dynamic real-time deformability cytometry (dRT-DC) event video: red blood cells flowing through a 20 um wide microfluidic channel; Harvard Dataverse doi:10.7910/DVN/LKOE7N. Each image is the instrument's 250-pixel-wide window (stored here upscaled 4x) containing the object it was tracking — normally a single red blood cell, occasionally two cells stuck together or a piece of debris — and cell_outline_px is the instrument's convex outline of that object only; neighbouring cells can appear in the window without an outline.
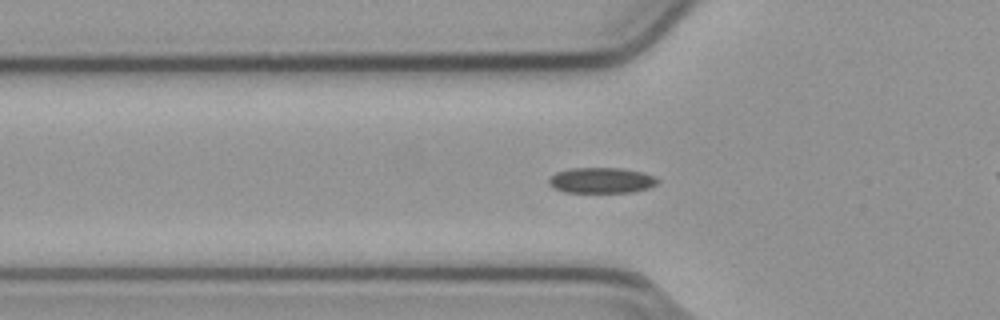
{"species": "common noctule bat (a hibernating species)", "species_latin": "Nyctalus noctula", "temperature_condition": "cold", "stored_images_in_passage": 49, "camera_frame_rate_fps": 3000, "um_per_image_px": 0.085, "animal": {"sex": "male", "body_mass_g": 23.1, "forearm_length_mm": 52.7}, "frame": {"image": 1, "passage_image": 12, "time_ms": 3.667, "image_size_px": [1000, 320], "cell_outline_px": [[660, 180], [656, 184], [648, 188], [632, 192], [564, 192], [548, 184], [548, 180], [556, 172], [572, 168], [620, 168], [640, 172], [656, 176]], "centroid_in_image_um": [51.13, 15.33], "position_along_channel_um": 74.7, "area_um2": 16.13}}
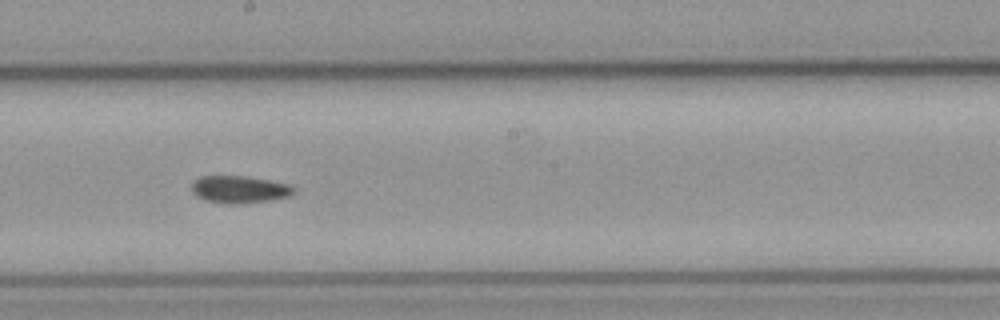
{"frame": {"image": 2, "passage_image": 24, "time_ms": 7.667, "image_size_px": [1000, 320], "cell_outline_px": [[296, 192], [292, 196], [268, 200], [240, 204], [232, 204], [204, 200], [196, 196], [192, 192], [192, 184], [200, 176], [248, 176], [288, 184], [296, 188]], "centroid_in_image_um": [20.38, 16.1], "position_along_channel_um": 227.8, "area_um2": 16.3}}
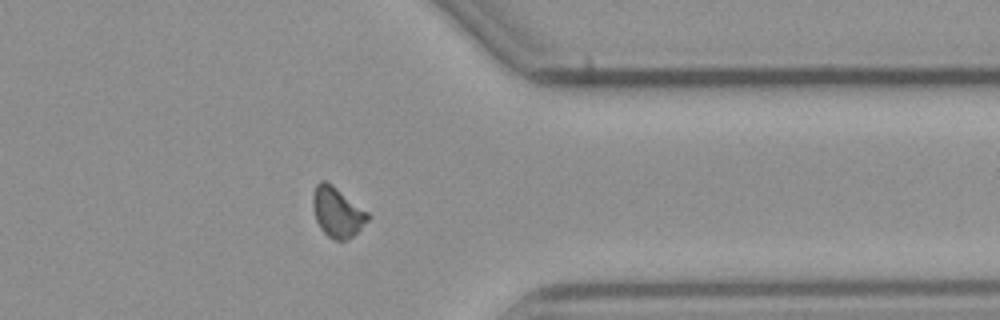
{"frame": {"image": 3, "passage_image": 37, "time_ms": 12.0, "image_size_px": [1000, 320], "cell_outline_px": [[372, 216], [352, 236], [344, 240], [336, 240], [328, 236], [320, 228], [316, 220], [312, 204], [312, 196], [316, 184], [320, 180], [324, 180], [332, 184], [368, 212]], "centroid_in_image_um": [28.65, 18.01], "position_along_channel_um": 382.7, "area_um2": 15.9}}